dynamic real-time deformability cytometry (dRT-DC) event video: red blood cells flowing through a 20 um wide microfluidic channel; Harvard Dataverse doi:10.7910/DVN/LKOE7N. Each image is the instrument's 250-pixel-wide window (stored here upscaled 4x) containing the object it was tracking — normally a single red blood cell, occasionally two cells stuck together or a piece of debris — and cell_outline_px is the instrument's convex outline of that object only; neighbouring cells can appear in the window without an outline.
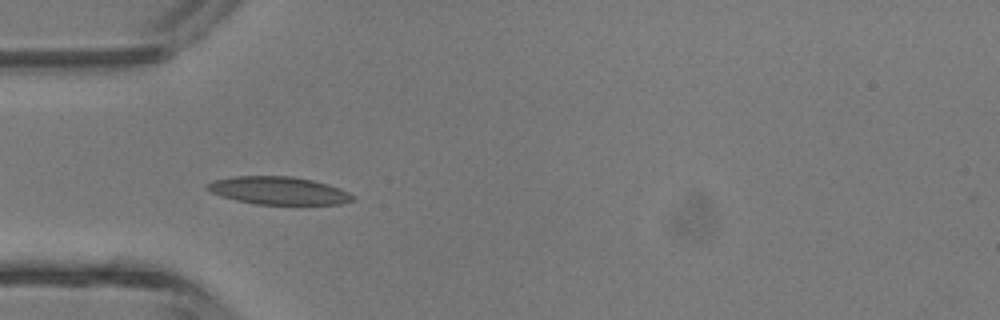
{"species": "common noctule bat (a hibernating species)", "species_latin": "Nyctalus noctula", "temperature_condition": "room temperature", "stored_images_in_passage": 9, "camera_frame_rate_fps": 3000, "um_per_image_px": 0.085, "animal": {"sex": "male", "body_mass_g": 13.3}, "frame": {"image": 1, "passage_image": 3, "time_ms": 0.667, "image_size_px": [1000, 320], "cell_outline_px": [[356, 200], [340, 204], [256, 204], [236, 200], [220, 196], [204, 188], [204, 184], [212, 180], [236, 176], [292, 176], [312, 180], [328, 184], [348, 192], [356, 196]], "centroid_in_image_um": [23.65, 16.2], "position_along_channel_um": 61.3, "area_um2": 23.7}}
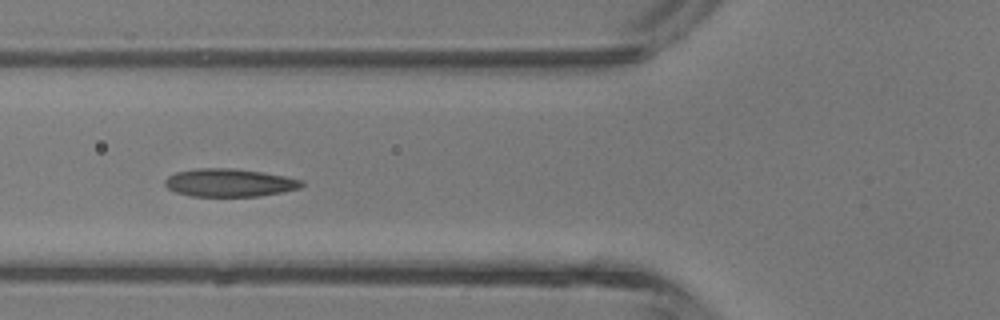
{"frame": {"image": 2, "passage_image": 6, "time_ms": 1.667, "image_size_px": [1000, 320], "cell_outline_px": [[304, 184], [300, 188], [260, 196], [192, 196], [176, 192], [168, 188], [164, 184], [164, 180], [168, 176], [176, 172], [196, 168], [232, 168], [260, 172], [284, 176], [304, 180]], "centroid_in_image_um": [19.48, 15.53], "position_along_channel_um": 106.3, "area_um2": 22.2}}
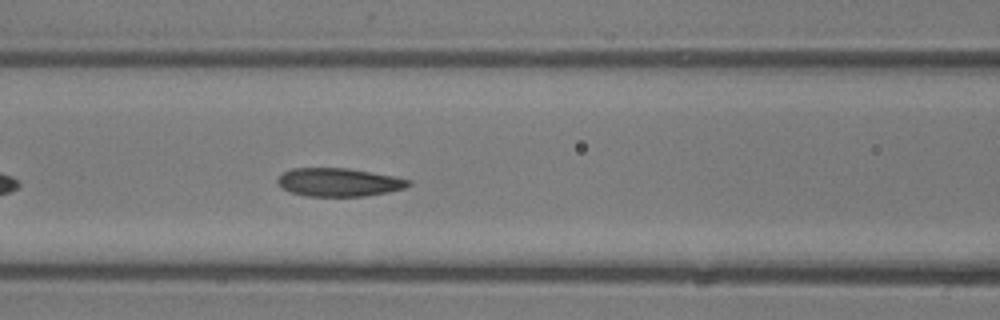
{"frame": {"image": 3, "passage_image": 8, "time_ms": 2.333, "image_size_px": [1000, 320], "cell_outline_px": [[412, 184], [404, 188], [388, 192], [364, 196], [308, 196], [292, 192], [280, 188], [276, 180], [284, 172], [292, 168], [348, 168], [392, 176], [412, 180]], "centroid_in_image_um": [28.79, 15.49], "position_along_channel_um": 137.8, "area_um2": 21.5}}